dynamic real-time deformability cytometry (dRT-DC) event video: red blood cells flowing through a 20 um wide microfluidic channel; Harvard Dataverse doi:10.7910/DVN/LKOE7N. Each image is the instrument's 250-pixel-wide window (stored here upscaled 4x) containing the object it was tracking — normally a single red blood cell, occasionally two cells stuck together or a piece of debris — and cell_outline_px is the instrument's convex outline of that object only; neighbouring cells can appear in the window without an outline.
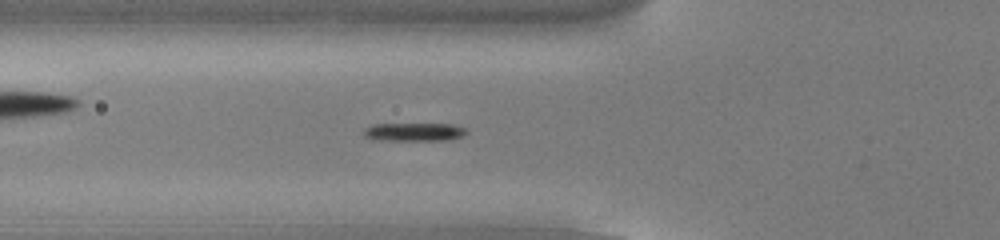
{"species": "common noctule bat (a hibernating species)", "species_latin": "Nyctalus noctula", "temperature_condition": "cold", "stored_images_in_passage": 54, "camera_frame_rate_fps": 3000, "um_per_image_px": 0.085, "animal": {"sex": "male", "body_mass_g": 13.0, "forearm_length_mm": 53.1}, "frame": {"image": 1, "passage_image": 20, "time_ms": 6.333, "image_size_px": [1000, 240], "cell_outline_px": [[468, 132], [464, 136], [448, 140], [372, 140], [364, 136], [364, 128], [372, 124], [452, 124], [468, 128]], "centroid_in_image_um": [35.22, 11.21], "position_along_channel_um": 90.6, "area_um2": 11.16}}
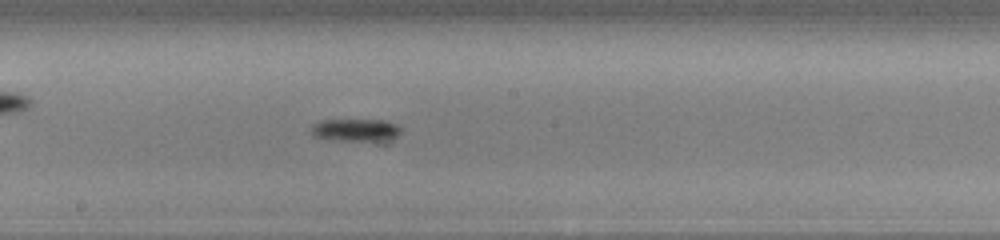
{"frame": {"image": 2, "passage_image": 30, "time_ms": 9.667, "image_size_px": [1000, 240], "cell_outline_px": [[404, 128], [396, 136], [388, 140], [336, 140], [312, 136], [308, 128], [312, 124], [320, 120], [384, 120], [400, 124]], "centroid_in_image_um": [30.22, 11.03], "position_along_channel_um": 218.0, "area_um2": 12.02}}
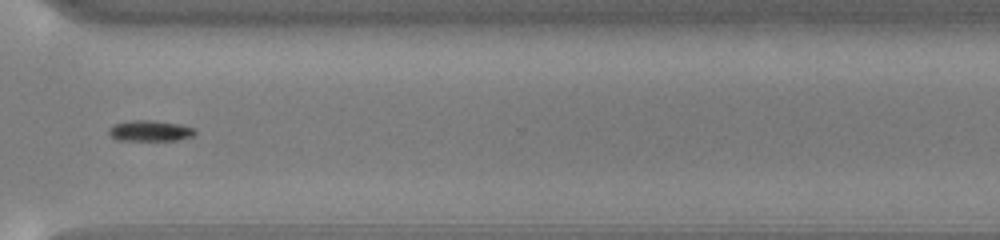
{"frame": {"image": 3, "passage_image": 41, "time_ms": 13.333, "image_size_px": [1000, 240], "cell_outline_px": [[196, 132], [192, 136], [176, 140], [116, 140], [108, 132], [108, 128], [112, 124], [132, 120], [152, 120], [180, 124], [196, 128]], "centroid_in_image_um": [12.74, 11.11], "position_along_channel_um": 357.9, "area_um2": 10.52}, "authors_computed_cell_mechanics": {"area_um2": 10.404, "velocity_mm_per_s": 3.8072, "shape_relaxation_time_tau1_ms": 1.3281, "shape_relaxation_time_tau2_ms": null, "deformation_change_tau1": 0.1116, "deformation_change_tau2": null}}